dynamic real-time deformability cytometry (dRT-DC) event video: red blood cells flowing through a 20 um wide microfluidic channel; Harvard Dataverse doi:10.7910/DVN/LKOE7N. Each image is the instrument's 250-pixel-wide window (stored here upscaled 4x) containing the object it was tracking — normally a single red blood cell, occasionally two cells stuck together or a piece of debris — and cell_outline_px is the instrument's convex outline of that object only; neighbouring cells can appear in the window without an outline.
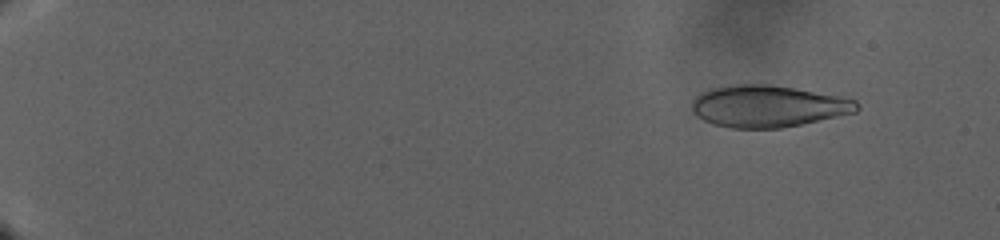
{"species": "human", "species_latin": "Homo sapiens", "temperature_condition": "warm", "stored_images_in_passage": 157, "camera_frame_rate_fps": 3000, "um_per_image_px": 0.085, "donor": {"sex": "male"}, "frame": {"image": 1, "passage_image": 18, "time_ms": 5.667, "image_size_px": [1000, 240], "cell_outline_px": [[860, 108], [856, 112], [800, 124], [780, 128], [732, 128], [716, 124], [704, 120], [696, 116], [692, 112], [692, 100], [700, 92], [712, 88], [736, 84], [768, 84], [792, 88], [836, 96], [856, 100], [860, 104]], "centroid_in_image_um": [65.24, 9.03], "position_along_channel_um": 19.8, "area_um2": 39.82}}
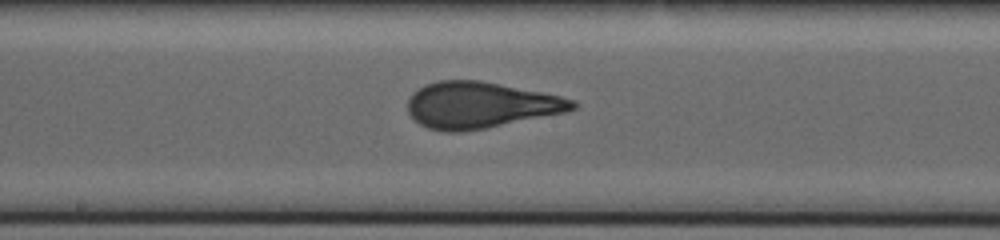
{"frame": {"image": 2, "passage_image": 95, "time_ms": 31.333, "image_size_px": [1000, 240], "cell_outline_px": [[576, 108], [568, 112], [484, 128], [460, 132], [444, 132], [428, 128], [420, 124], [408, 112], [408, 100], [412, 92], [424, 84], [440, 80], [480, 80], [560, 96], [576, 100]], "centroid_in_image_um": [40.81, 8.93], "position_along_channel_um": 207.4, "area_um2": 44.33}}
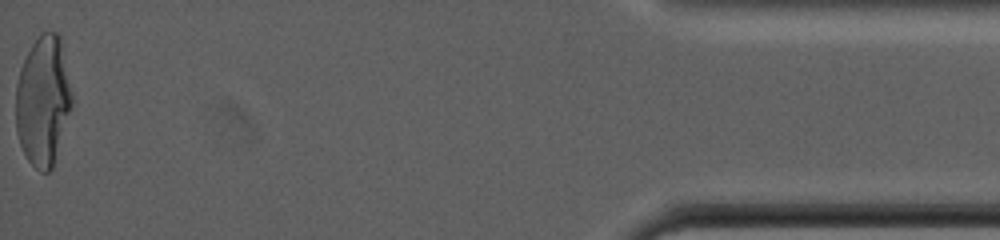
{"frame": {"image": 3, "passage_image": 157, "time_ms": 52.0, "image_size_px": [1000, 240], "cell_outline_px": [[72, 104], [52, 168], [48, 172], [40, 172], [28, 160], [20, 144], [16, 132], [16, 84], [20, 68], [32, 44], [40, 32], [60, 32], [72, 92]], "centroid_in_image_um": [3.66, 8.52], "position_along_channel_um": 431.5, "area_um2": 42.43}}